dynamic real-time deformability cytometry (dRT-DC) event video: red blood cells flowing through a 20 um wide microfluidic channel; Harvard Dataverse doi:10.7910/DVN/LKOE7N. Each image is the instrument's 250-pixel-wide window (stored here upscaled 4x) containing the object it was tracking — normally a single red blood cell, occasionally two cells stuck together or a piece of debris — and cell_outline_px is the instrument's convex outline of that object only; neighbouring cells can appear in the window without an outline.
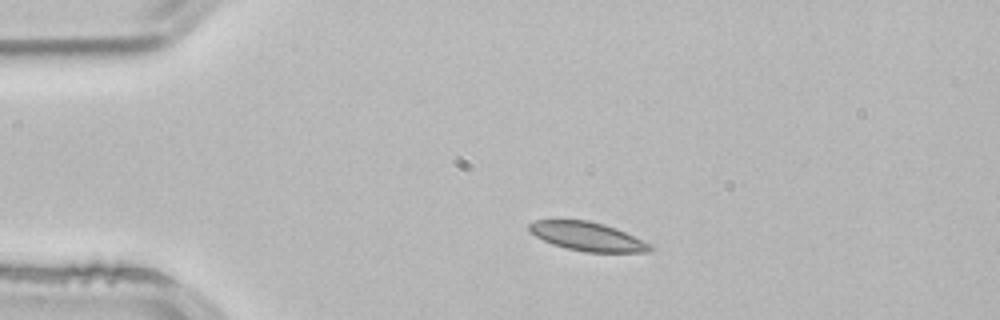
{"species": "common noctule bat (a hibernating species)", "species_latin": "Nyctalus noctula", "temperature_condition": "room temperature", "stored_images_in_passage": 2, "camera_frame_rate_fps": 3000, "um_per_image_px": 0.085, "animal": {"sex": "male", "body_mass_g": 21.5, "forearm_length_mm": 52.0}, "frame": {"image": 1, "passage_image": 1, "time_ms": 0.0, "image_size_px": [1000, 320], "cell_outline_px": [[652, 248], [648, 252], [584, 252], [552, 244], [528, 232], [528, 224], [536, 220], [588, 220], [604, 224], [616, 228], [652, 244]], "centroid_in_image_um": [49.92, 20.09], "position_along_channel_um": 35.1, "area_um2": 20.23}}